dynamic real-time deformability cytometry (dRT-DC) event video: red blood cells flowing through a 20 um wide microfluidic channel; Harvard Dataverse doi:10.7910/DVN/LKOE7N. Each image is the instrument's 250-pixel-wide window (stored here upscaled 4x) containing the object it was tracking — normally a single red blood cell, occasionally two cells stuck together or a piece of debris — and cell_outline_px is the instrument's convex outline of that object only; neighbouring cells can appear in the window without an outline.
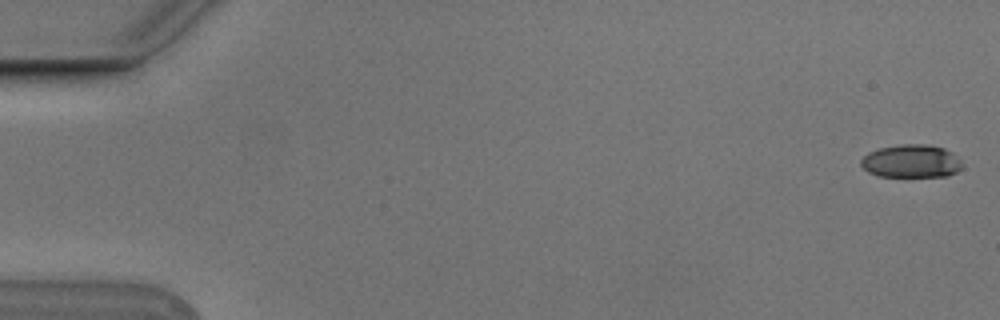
{"species": "Egyptian fruit bat (a non-hibernating species)", "species_latin": "Rousettus aegyptiacus", "temperature_condition": "cold", "stored_images_in_passage": 5, "camera_frame_rate_fps": 3000, "um_per_image_px": 0.085, "animal": {"sex": "male"}, "frame": {"image": 1, "passage_image": 1, "time_ms": 0.0, "image_size_px": [1000, 320], "cell_outline_px": [[960, 168], [956, 172], [948, 176], [880, 176], [868, 172], [860, 164], [860, 160], [868, 152], [880, 148], [900, 144], [924, 144], [944, 148], [952, 152], [960, 160]], "centroid_in_image_um": [77.44, 13.69], "position_along_channel_um": 7.6, "area_um2": 19.36}}
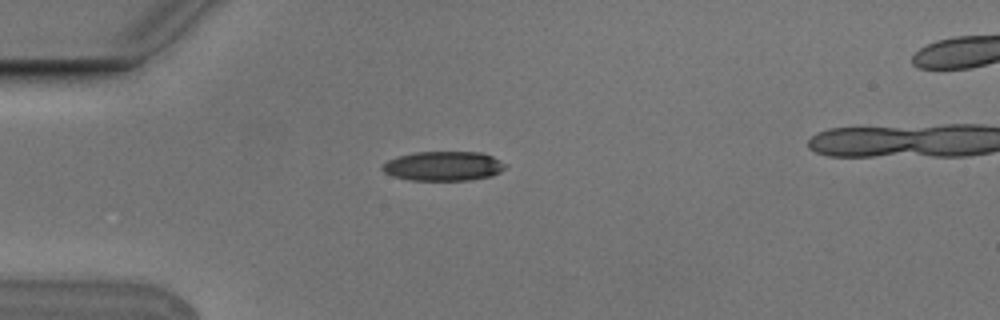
{"frame": {"image": 2, "passage_image": 5, "time_ms": 1.333, "image_size_px": [1000, 320], "cell_outline_px": [[508, 164], [500, 172], [492, 176], [468, 180], [412, 180], [392, 176], [384, 172], [380, 168], [388, 160], [396, 156], [416, 152], [480, 152], [492, 156]], "centroid_in_image_um": [37.69, 14.11], "position_along_channel_um": 47.3, "area_um2": 21.15}}